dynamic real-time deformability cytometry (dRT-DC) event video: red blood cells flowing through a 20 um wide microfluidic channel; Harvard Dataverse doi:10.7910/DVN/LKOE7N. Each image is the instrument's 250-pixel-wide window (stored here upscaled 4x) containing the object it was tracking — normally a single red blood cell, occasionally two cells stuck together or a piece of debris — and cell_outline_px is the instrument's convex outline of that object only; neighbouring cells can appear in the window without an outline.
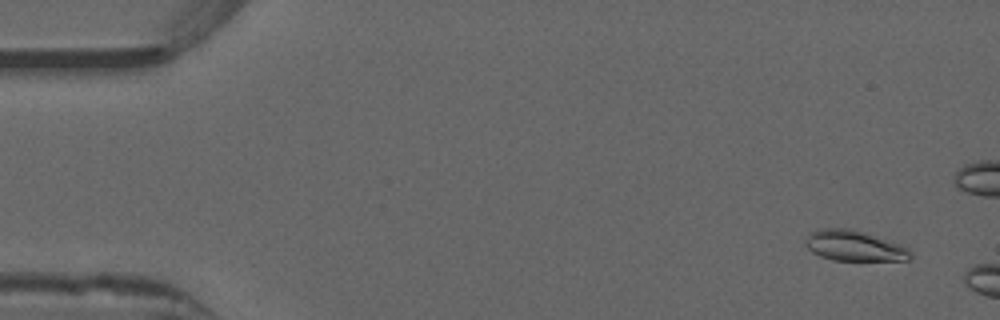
{"species": "common noctule bat (a hibernating species)", "species_latin": "Nyctalus noctula", "temperature_condition": "warm", "stored_images_in_passage": 8, "camera_frame_rate_fps": 3000, "um_per_image_px": 0.085, "animal": {"sex": "male", "forearm_length_mm": 52.5}, "frame": {"image": 1, "passage_image": 3, "time_ms": 0.667, "image_size_px": [1000, 320], "cell_outline_px": [[912, 256], [908, 260], [832, 260], [820, 256], [812, 252], [804, 244], [804, 240], [812, 232], [820, 228], [848, 228], [864, 232], [900, 244], [908, 248], [912, 252]], "centroid_in_image_um": [72.6, 20.89], "position_along_channel_um": 12.4, "area_um2": 18.61}}